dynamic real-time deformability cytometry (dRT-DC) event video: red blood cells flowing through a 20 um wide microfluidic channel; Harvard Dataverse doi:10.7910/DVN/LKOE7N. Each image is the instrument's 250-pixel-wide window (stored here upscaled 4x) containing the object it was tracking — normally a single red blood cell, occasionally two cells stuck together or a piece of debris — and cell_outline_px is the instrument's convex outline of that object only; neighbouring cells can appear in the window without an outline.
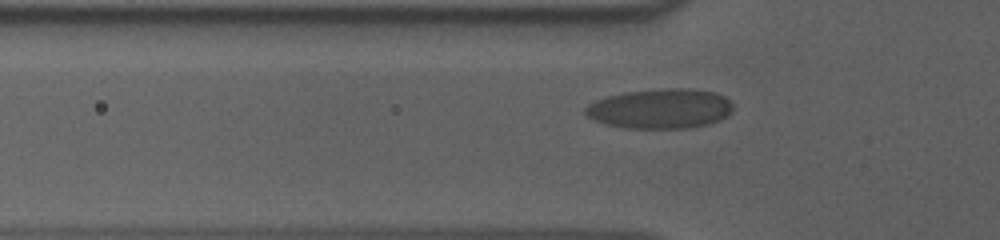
{"species": "human", "species_latin": "Homo sapiens", "temperature_condition": "cold", "stored_images_in_passage": 42, "camera_frame_rate_fps": 3000, "um_per_image_px": 0.085, "donor": {"sex": "male"}, "frame": {"image": 1, "passage_image": 4, "time_ms": 1.0, "image_size_px": [1000, 240], "cell_outline_px": [[732, 112], [720, 120], [708, 124], [692, 128], [624, 128], [604, 124], [588, 116], [584, 112], [584, 108], [588, 104], [596, 100], [608, 96], [628, 92], [668, 88], [688, 88], [716, 92], [724, 96], [732, 104]], "centroid_in_image_um": [56.14, 9.24], "position_along_channel_um": 69.7, "area_um2": 34.28}}
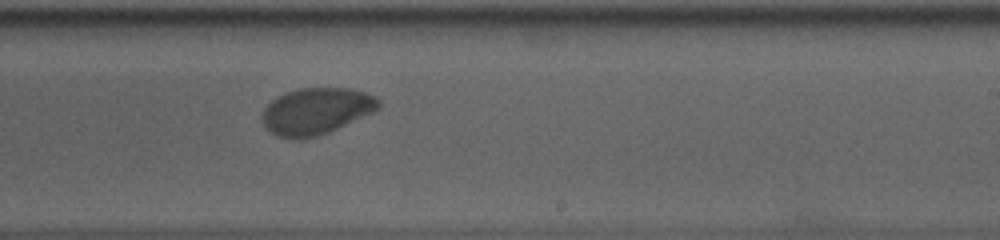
{"frame": {"image": 2, "passage_image": 20, "time_ms": 6.333, "image_size_px": [1000, 240], "cell_outline_px": [[380, 108], [372, 112], [328, 132], [316, 136], [300, 140], [292, 140], [276, 136], [264, 128], [260, 116], [264, 108], [276, 96], [300, 88], [352, 88], [376, 96], [380, 100]], "centroid_in_image_um": [26.83, 9.46], "position_along_channel_um": 262.2, "area_um2": 31.85}}
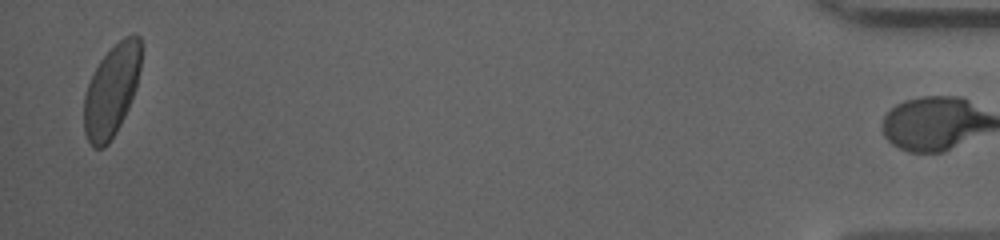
{"frame": {"image": 3, "passage_image": 41, "time_ms": 13.333, "image_size_px": [1000, 240], "cell_outline_px": [[144, 48], [136, 88], [128, 108], [116, 132], [108, 144], [104, 148], [92, 148], [84, 132], [84, 96], [88, 84], [100, 60], [124, 36], [132, 32], [140, 36]], "centroid_in_image_um": [9.52, 7.66], "position_along_channel_um": 425.7, "area_um2": 30.81}, "authors_computed_cell_mechanics": {"area_um2": 31.9345, "velocity_mm_per_s": 3.6045, "shape_relaxation_time_tau1_ms": 3.9103, "shape_relaxation_time_tau2_ms": 2.7296, "deformation_change_tau1": 0.1259, "deformation_change_tau2": 0.0552}}